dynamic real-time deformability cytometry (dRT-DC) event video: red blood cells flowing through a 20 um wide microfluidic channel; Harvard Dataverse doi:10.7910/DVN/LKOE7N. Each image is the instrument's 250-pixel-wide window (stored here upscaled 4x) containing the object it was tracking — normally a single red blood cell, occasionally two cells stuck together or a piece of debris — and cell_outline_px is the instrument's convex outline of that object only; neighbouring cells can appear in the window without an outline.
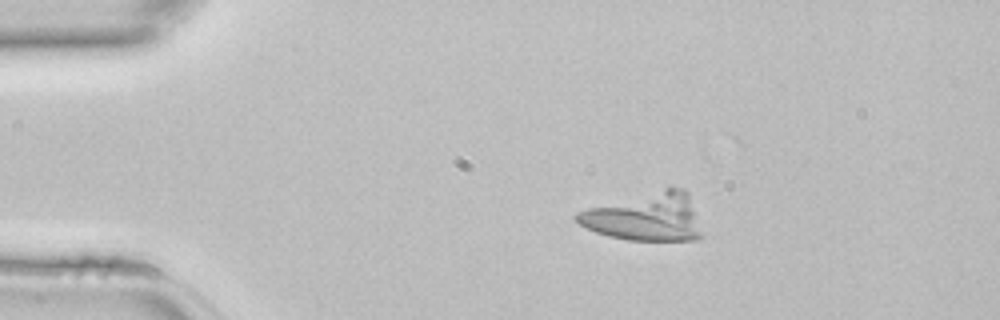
{"species": "common noctule bat (a hibernating species)", "species_latin": "Nyctalus noctula", "temperature_condition": "room temperature", "stored_images_in_passage": 24, "camera_frame_rate_fps": 3000, "um_per_image_px": 0.085, "animal": {"sex": "female", "body_mass_g": 22.7, "forearm_length_mm": 54.2}, "frame": {"image": 1, "passage_image": 8, "time_ms": 2.333, "image_size_px": [1000, 320], "cell_outline_px": [[704, 236], [696, 240], [628, 240], [608, 236], [596, 232], [580, 224], [572, 216], [576, 212], [588, 208], [668, 184], [672, 184], [684, 188], [688, 192]], "centroid_in_image_um": [54.89, 18.38], "position_along_channel_um": 30.1, "area_um2": 36.07}}